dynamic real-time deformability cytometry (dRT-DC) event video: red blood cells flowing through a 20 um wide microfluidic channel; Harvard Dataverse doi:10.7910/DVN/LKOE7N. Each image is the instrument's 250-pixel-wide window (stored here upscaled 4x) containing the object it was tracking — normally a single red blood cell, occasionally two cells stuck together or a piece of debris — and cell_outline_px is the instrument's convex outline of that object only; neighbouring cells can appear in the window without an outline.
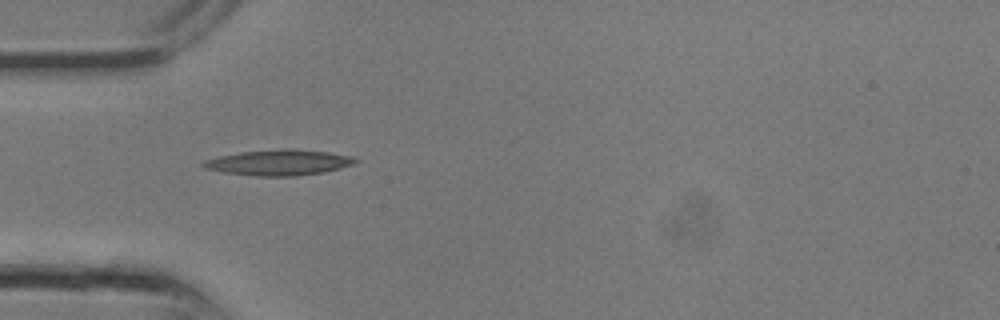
{"species": "common noctule bat (a hibernating species)", "species_latin": "Nyctalus noctula", "temperature_condition": "room temperature", "stored_images_in_passage": 4, "camera_frame_rate_fps": 3000, "um_per_image_px": 0.085, "animal": {"sex": "male", "body_mass_g": 13.3}, "frame": {"image": 1, "passage_image": 1, "time_ms": 0.0, "image_size_px": [1000, 320], "cell_outline_px": [[360, 160], [356, 164], [324, 172], [296, 176], [256, 176], [224, 172], [204, 168], [200, 164], [204, 160], [220, 156], [240, 152], [328, 152], [352, 156]], "centroid_in_image_um": [23.71, 13.87], "position_along_channel_um": 61.3, "area_um2": 21.5}}
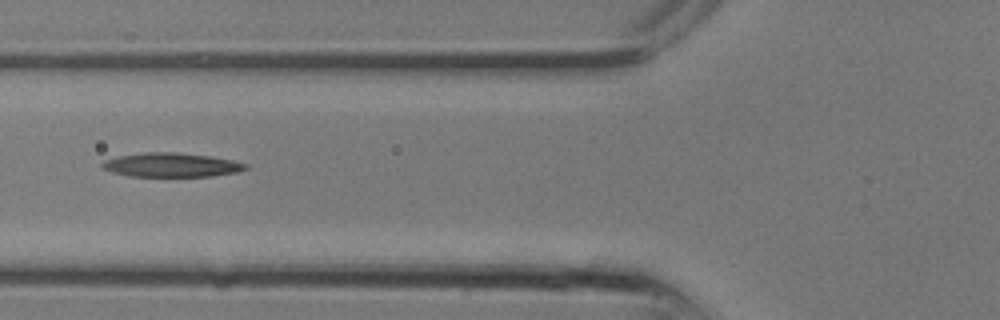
{"frame": {"image": 2, "passage_image": 3, "time_ms": 0.667, "image_size_px": [1000, 320], "cell_outline_px": [[248, 168], [236, 172], [212, 176], [128, 176], [112, 172], [100, 168], [100, 164], [104, 160], [116, 156], [144, 152], [176, 152], [212, 156], [232, 160], [248, 164]], "centroid_in_image_um": [14.52, 14.01], "position_along_channel_um": 111.3, "area_um2": 20.29}}